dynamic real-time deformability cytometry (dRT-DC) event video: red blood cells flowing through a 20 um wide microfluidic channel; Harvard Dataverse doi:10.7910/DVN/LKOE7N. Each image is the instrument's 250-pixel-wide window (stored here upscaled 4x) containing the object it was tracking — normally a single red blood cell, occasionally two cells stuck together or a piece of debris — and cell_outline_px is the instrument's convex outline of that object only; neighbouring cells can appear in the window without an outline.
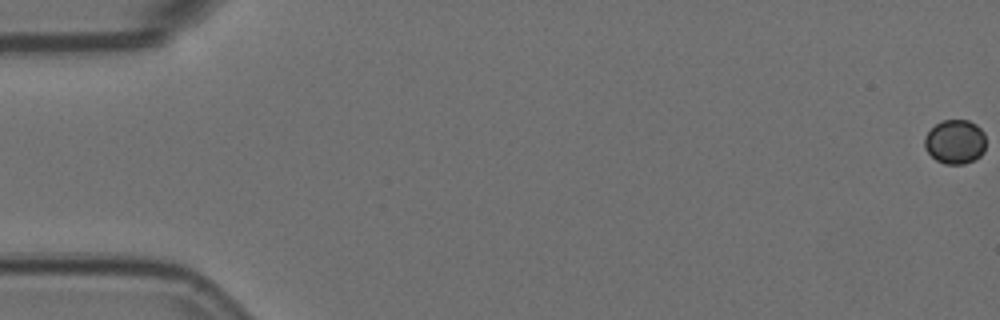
{"species": "Egyptian fruit bat (a non-hibernating species)", "species_latin": "Rousettus aegyptiacus", "temperature_condition": "room temperature", "stored_images_in_passage": 5, "camera_frame_rate_fps": 3000, "um_per_image_px": 0.085, "animal": {"sex": "female"}, "frame": {"image": 1, "passage_image": 1, "time_ms": 0.0, "image_size_px": [1000, 320], "cell_outline_px": [[984, 152], [976, 160], [964, 164], [944, 164], [936, 160], [924, 148], [924, 136], [936, 124], [944, 120], [968, 120], [976, 124], [984, 132]], "centroid_in_image_um": [81.18, 12.06], "position_along_channel_um": 3.8, "area_um2": 15.9}}
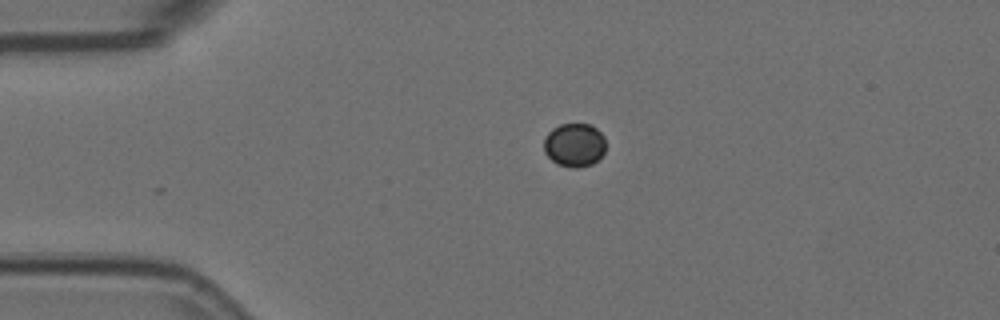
{"frame": {"image": 2, "passage_image": 5, "time_ms": 1.333, "image_size_px": [1000, 320], "cell_outline_px": [[604, 152], [592, 164], [576, 168], [572, 168], [556, 164], [544, 152], [544, 140], [548, 132], [552, 128], [560, 124], [592, 124], [604, 136]], "centroid_in_image_um": [48.8, 12.32], "position_along_channel_um": 36.2, "area_um2": 15.72}}